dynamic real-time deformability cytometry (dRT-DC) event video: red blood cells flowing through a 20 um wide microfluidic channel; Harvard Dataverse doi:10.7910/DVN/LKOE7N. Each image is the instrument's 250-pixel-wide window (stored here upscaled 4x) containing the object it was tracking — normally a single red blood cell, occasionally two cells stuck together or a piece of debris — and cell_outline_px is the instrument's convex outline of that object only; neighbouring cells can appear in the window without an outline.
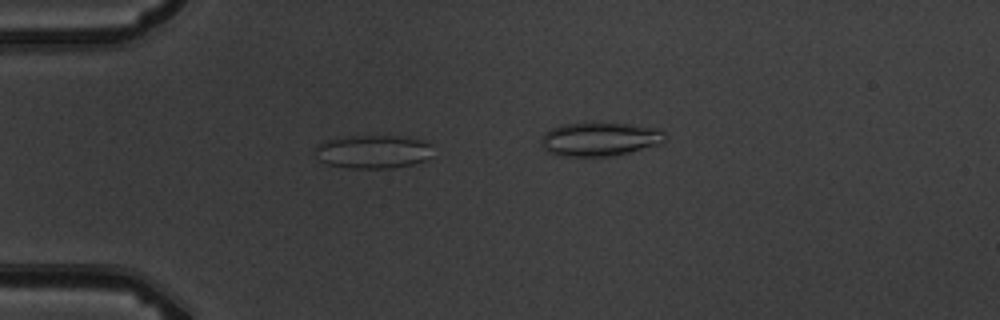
{"species": "common noctule bat (a hibernating species)", "species_latin": "Nyctalus noctula", "temperature_condition": "warm", "stored_images_in_passage": 5, "camera_frame_rate_fps": 3000, "um_per_image_px": 0.085, "animal": {"sex": "male", "body_mass_g": 19.5, "forearm_length_mm": 54.6}, "frame": {"image": 1, "passage_image": 4, "time_ms": 3.333, "image_size_px": [1000, 320], "cell_outline_px": [[432, 156], [424, 160], [412, 164], [392, 168], [348, 168], [328, 164], [320, 160], [316, 152], [316, 148], [324, 140], [352, 136], [396, 136], [424, 140], [428, 144]], "centroid_in_image_um": [31.71, 12.9], "position_along_channel_um": 53.3, "area_um2": 22.6}}